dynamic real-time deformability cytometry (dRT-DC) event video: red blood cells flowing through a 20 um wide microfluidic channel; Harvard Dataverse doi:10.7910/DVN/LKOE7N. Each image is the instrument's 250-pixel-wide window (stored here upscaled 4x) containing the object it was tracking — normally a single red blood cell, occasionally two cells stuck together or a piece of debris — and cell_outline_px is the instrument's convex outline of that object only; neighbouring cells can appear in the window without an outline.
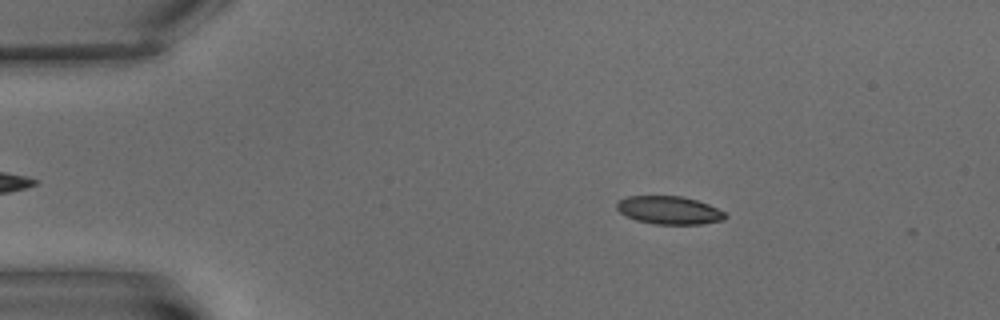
{"species": "common noctule bat (a hibernating species)", "species_latin": "Nyctalus noctula", "temperature_condition": "warm", "stored_images_in_passage": 6, "camera_frame_rate_fps": 3000, "um_per_image_px": 0.085, "animal": {"sex": "male", "body_mass_g": 15.6}, "frame": {"image": 1, "passage_image": 3, "time_ms": 2.333, "image_size_px": [1000, 320], "cell_outline_px": [[728, 216], [724, 220], [700, 224], [656, 224], [636, 220], [620, 212], [616, 208], [616, 204], [620, 200], [628, 196], [680, 196], [696, 200], [708, 204], [724, 212]], "centroid_in_image_um": [56.89, 17.87], "position_along_channel_um": 28.1, "area_um2": 17.57}}
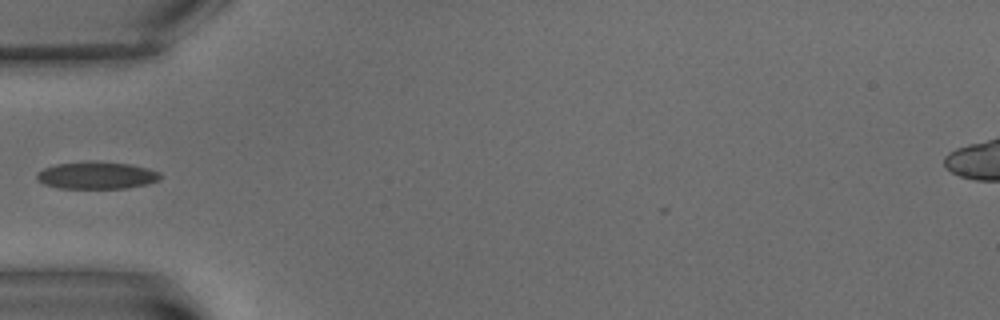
{"frame": {"image": 2, "passage_image": 6, "time_ms": 6.0, "image_size_px": [1000, 320], "cell_outline_px": [[160, 176], [156, 180], [148, 184], [128, 188], [60, 188], [44, 184], [36, 180], [36, 172], [44, 168], [56, 164], [88, 160], [92, 160], [132, 164], [148, 168], [160, 172]], "centroid_in_image_um": [8.18, 14.89], "position_along_channel_um": 76.8, "area_um2": 19.88}}